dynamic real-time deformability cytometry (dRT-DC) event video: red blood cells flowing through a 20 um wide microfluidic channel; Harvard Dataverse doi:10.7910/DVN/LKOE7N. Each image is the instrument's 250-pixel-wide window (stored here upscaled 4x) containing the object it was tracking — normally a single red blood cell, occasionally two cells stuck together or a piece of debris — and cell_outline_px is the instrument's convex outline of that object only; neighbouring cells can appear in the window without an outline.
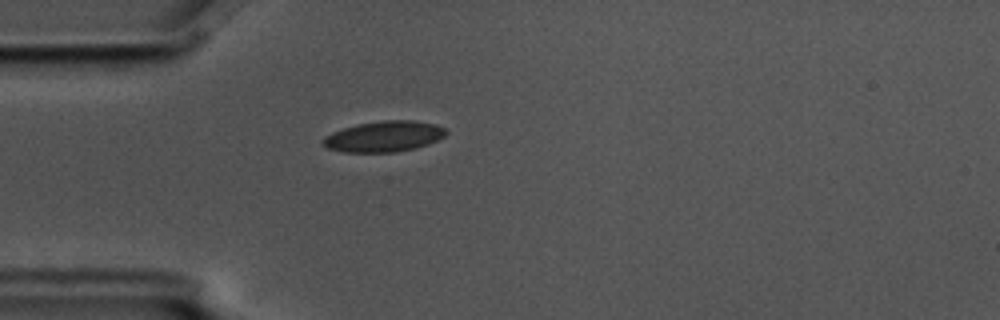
{"species": "common noctule bat (a hibernating species)", "species_latin": "Nyctalus noctula", "temperature_condition": "cold", "stored_images_in_passage": 1, "camera_frame_rate_fps": 3000, "um_per_image_px": 0.085, "animal": {"sex": "male", "body_mass_g": 17.5, "forearm_length_mm": 52.3}, "frame": {"image": 1, "passage_image": 1, "time_ms": 0.0, "image_size_px": [1000, 320], "cell_outline_px": [[448, 132], [444, 136], [428, 144], [416, 148], [396, 152], [344, 152], [328, 148], [320, 144], [320, 140], [324, 136], [332, 132], [344, 128], [360, 124], [384, 120], [412, 120], [436, 124], [444, 128]], "centroid_in_image_um": [32.61, 11.6], "position_along_channel_um": 52.4, "area_um2": 22.08}}